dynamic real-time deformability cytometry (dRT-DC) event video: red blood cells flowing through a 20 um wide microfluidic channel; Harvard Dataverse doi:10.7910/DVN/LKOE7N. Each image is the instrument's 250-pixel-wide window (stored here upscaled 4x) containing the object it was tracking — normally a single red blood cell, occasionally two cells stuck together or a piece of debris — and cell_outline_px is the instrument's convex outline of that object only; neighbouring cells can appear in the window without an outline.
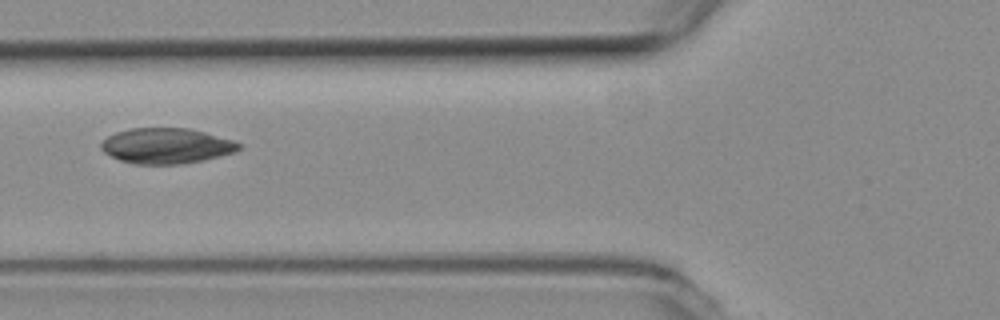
{"species": "common noctule bat (a hibernating species)", "species_latin": "Nyctalus noctula", "temperature_condition": "room temperature", "stored_images_in_passage": 8, "camera_frame_rate_fps": 3000, "um_per_image_px": 0.085, "animal": {"sex": "female", "body_mass_g": 19.3, "forearm_length_mm": 54.1}, "frame": {"image": 1, "passage_image": 6, "time_ms": 1.667, "image_size_px": [1000, 320], "cell_outline_px": [[240, 148], [236, 152], [204, 160], [184, 164], [132, 164], [120, 160], [104, 152], [100, 148], [100, 144], [108, 136], [116, 132], [132, 128], [188, 128], [204, 132], [232, 140], [240, 144]], "centroid_in_image_um": [14.13, 12.4], "position_along_channel_um": 111.7, "area_um2": 28.44}}
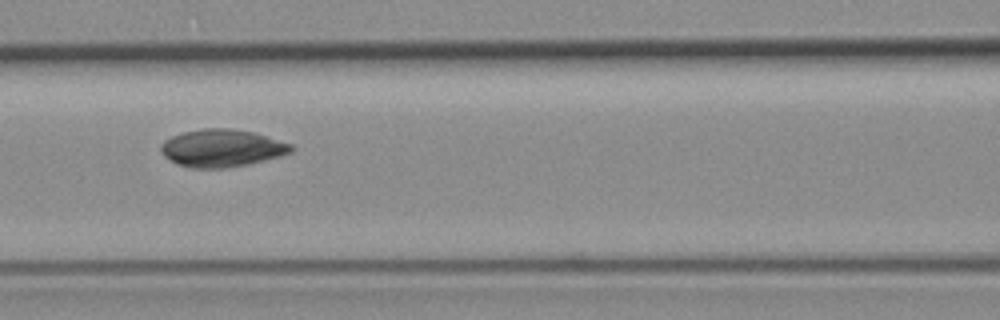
{"frame": {"image": 2, "passage_image": 7, "time_ms": 2.0, "image_size_px": [1000, 320], "cell_outline_px": [[296, 148], [292, 152], [280, 156], [248, 164], [224, 168], [192, 168], [176, 164], [164, 156], [160, 152], [160, 144], [164, 140], [172, 136], [184, 132], [204, 128], [228, 128], [252, 132], [292, 144]], "centroid_in_image_um": [18.84, 12.59], "position_along_channel_um": 147.8, "area_um2": 28.5}}
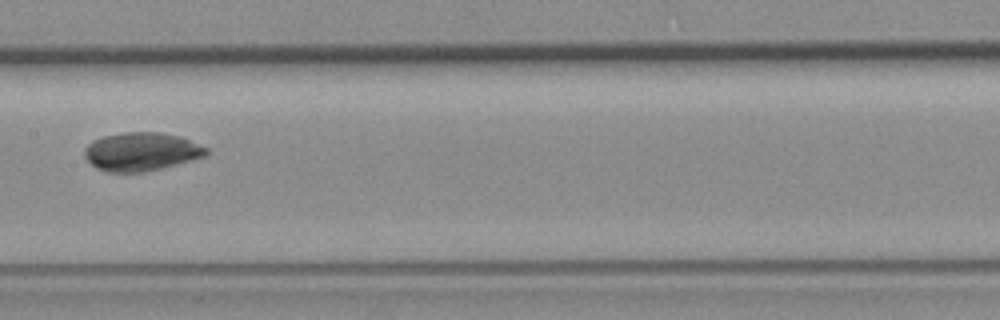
{"frame": {"image": 3, "passage_image": 8, "time_ms": 2.333, "image_size_px": [1000, 320], "cell_outline_px": [[208, 152], [204, 156], [192, 160], [144, 172], [108, 172], [96, 168], [84, 156], [84, 148], [92, 140], [104, 136], [124, 132], [156, 132], [180, 136], [208, 148]], "centroid_in_image_um": [11.99, 12.89], "position_along_channel_um": 195.4, "area_um2": 27.11}}